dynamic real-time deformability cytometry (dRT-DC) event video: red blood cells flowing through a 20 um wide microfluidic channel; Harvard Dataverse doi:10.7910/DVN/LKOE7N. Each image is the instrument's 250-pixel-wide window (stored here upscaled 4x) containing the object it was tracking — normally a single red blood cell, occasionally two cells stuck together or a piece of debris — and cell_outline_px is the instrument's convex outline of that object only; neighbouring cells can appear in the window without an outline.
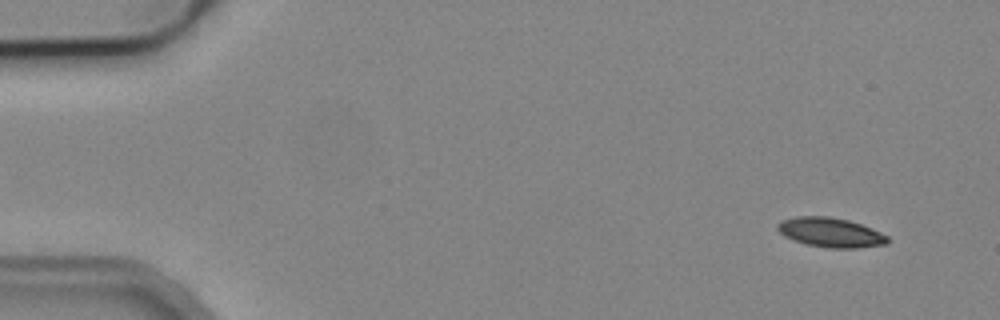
{"species": "common noctule bat (a hibernating species)", "species_latin": "Nyctalus noctula", "temperature_condition": "cold", "stored_images_in_passage": 5, "camera_frame_rate_fps": 3000, "um_per_image_px": 0.085, "animal": {"sex": "male", "body_mass_g": 19.2, "forearm_length_mm": 51.8}, "frame": {"image": 1, "passage_image": 1, "time_ms": 0.0, "image_size_px": [1000, 320], "cell_outline_px": [[888, 244], [856, 248], [828, 248], [804, 244], [784, 236], [776, 228], [776, 224], [780, 220], [796, 216], [828, 216], [848, 220], [860, 224], [880, 232], [888, 236]], "centroid_in_image_um": [70.56, 19.76], "position_along_channel_um": 14.4, "area_um2": 19.02}}
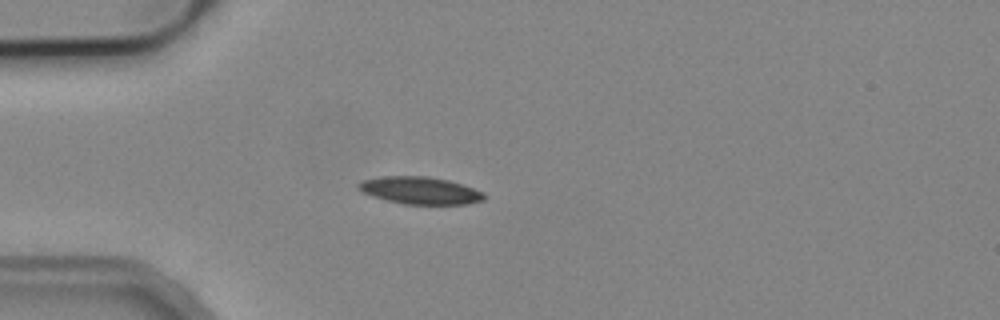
{"frame": {"image": 2, "passage_image": 4, "time_ms": 3.667, "image_size_px": [1000, 320], "cell_outline_px": [[484, 200], [468, 204], [404, 204], [372, 196], [356, 188], [356, 184], [360, 180], [380, 176], [428, 176], [448, 180], [484, 192]], "centroid_in_image_um": [35.66, 16.18], "position_along_channel_um": 49.3, "area_um2": 20.0}}